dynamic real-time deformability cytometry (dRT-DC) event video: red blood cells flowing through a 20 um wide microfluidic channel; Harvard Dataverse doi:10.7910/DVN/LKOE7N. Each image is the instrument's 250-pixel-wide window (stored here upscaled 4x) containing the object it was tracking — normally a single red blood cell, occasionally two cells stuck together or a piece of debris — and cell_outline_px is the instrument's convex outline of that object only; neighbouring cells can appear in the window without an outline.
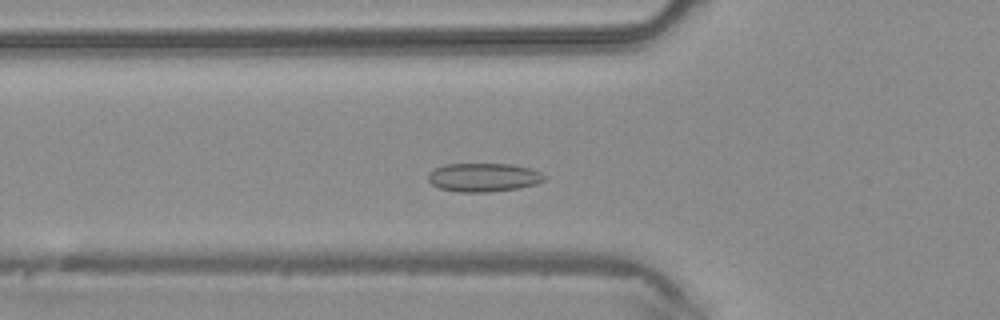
{"species": "common noctule bat (a hibernating species)", "species_latin": "Nyctalus noctula", "temperature_condition": "warm", "stored_images_in_passage": 42, "camera_frame_rate_fps": 3000, "um_per_image_px": 0.085, "animal": {"sex": "male", "body_mass_g": 20.4}, "frame": {"image": 1, "passage_image": 12, "time_ms": 3.667, "image_size_px": [1000, 320], "cell_outline_px": [[548, 176], [544, 180], [536, 184], [520, 188], [488, 192], [460, 192], [440, 188], [432, 184], [428, 180], [428, 172], [444, 164], [512, 164], [528, 168], [540, 172]], "centroid_in_image_um": [41.11, 15.08], "position_along_channel_um": 84.7, "area_um2": 19.42}}
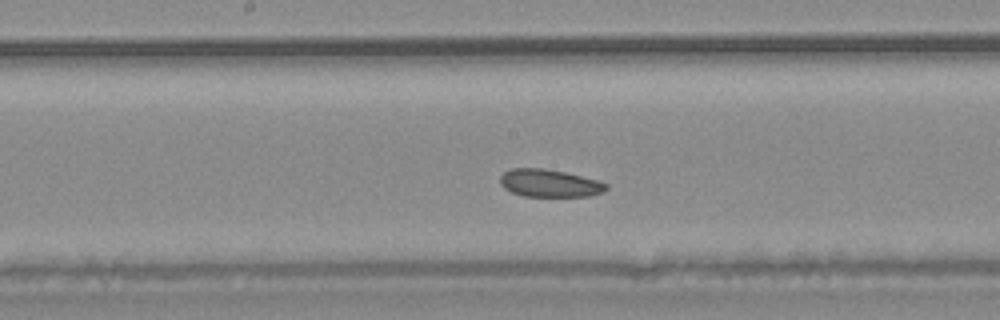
{"frame": {"image": 2, "passage_image": 20, "time_ms": 6.333, "image_size_px": [1000, 320], "cell_outline_px": [[608, 188], [604, 192], [592, 196], [520, 196], [504, 188], [500, 184], [500, 176], [504, 172], [512, 168], [544, 168], [564, 172], [600, 180], [608, 184]], "centroid_in_image_um": [46.73, 15.57], "position_along_channel_um": 201.5, "area_um2": 17.28}}
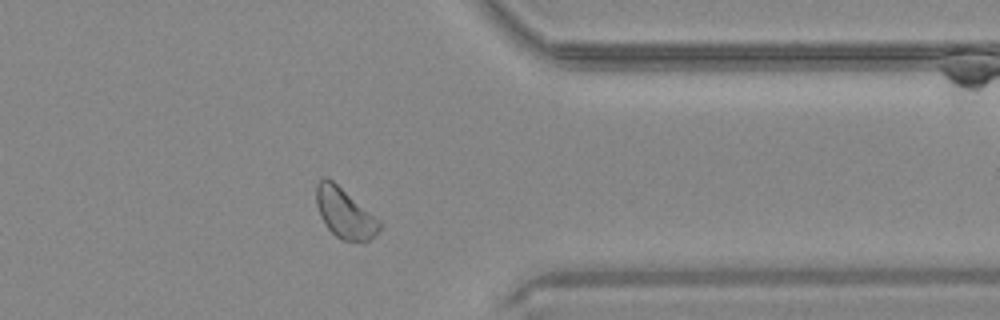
{"frame": {"image": 3, "passage_image": 33, "time_ms": 10.667, "image_size_px": [1000, 320], "cell_outline_px": [[384, 224], [364, 244], [344, 240], [336, 236], [324, 224], [320, 216], [316, 204], [316, 184], [324, 176], [328, 176], [380, 220]], "centroid_in_image_um": [29.29, 18.12], "position_along_channel_um": 382.1, "area_um2": 18.61}}